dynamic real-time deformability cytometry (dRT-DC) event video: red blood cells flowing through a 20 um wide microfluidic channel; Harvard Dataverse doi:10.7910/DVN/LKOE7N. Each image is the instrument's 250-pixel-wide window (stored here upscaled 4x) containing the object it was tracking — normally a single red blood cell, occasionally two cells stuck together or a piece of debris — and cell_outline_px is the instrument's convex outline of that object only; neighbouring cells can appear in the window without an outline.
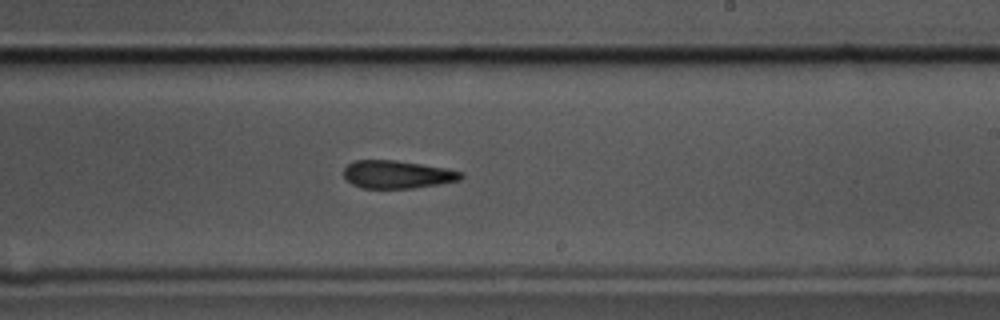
{"species": "common noctule bat (a hibernating species)", "species_latin": "Nyctalus noctula", "temperature_condition": "cold", "stored_images_in_passage": 56, "camera_frame_rate_fps": 3000, "um_per_image_px": 0.085, "animal": {"sex": "male", "body_mass_g": 17.5, "forearm_length_mm": 52.3}, "frame": {"image": 1, "passage_image": 33, "time_ms": 10.667, "image_size_px": [1000, 320], "cell_outline_px": [[464, 176], [460, 180], [440, 184], [412, 188], [364, 188], [352, 184], [344, 176], [344, 168], [352, 160], [396, 160], [448, 168], [464, 172]], "centroid_in_image_um": [33.8, 14.82], "position_along_channel_um": 255.2, "area_um2": 19.19}}
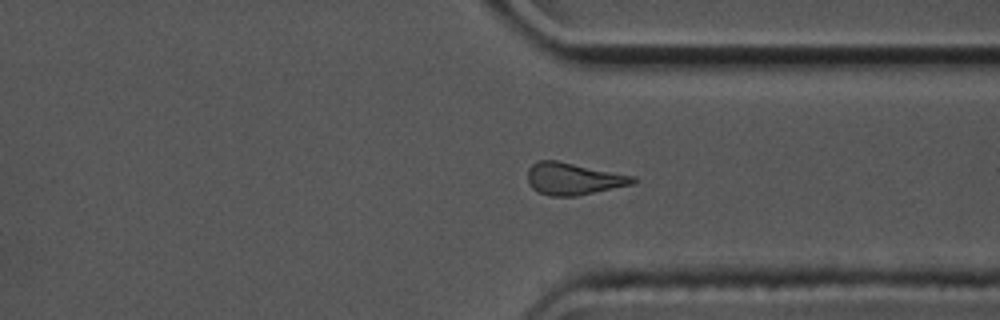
{"frame": {"image": 2, "passage_image": 42, "time_ms": 13.667, "image_size_px": [1000, 320], "cell_outline_px": [[636, 180], [632, 184], [576, 196], [552, 196], [540, 192], [532, 188], [528, 184], [528, 168], [536, 160], [556, 160], [636, 176]], "centroid_in_image_um": [48.72, 15.18], "position_along_channel_um": 362.7, "area_um2": 19.59}}
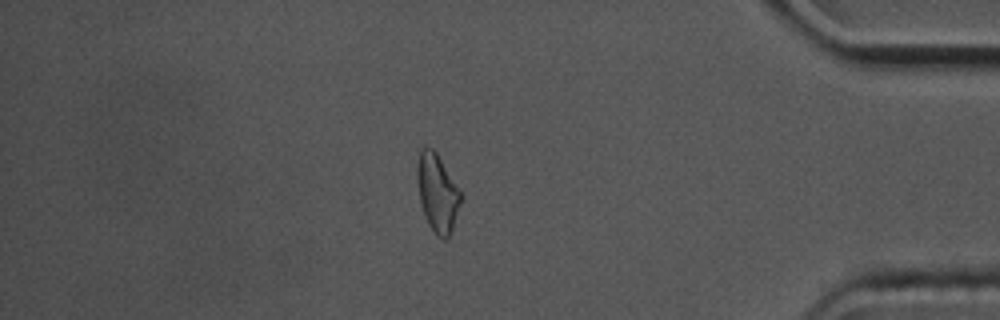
{"frame": {"image": 3, "passage_image": 48, "time_ms": 15.667, "image_size_px": [1000, 320], "cell_outline_px": [[464, 196], [448, 240], [444, 240], [436, 236], [428, 224], [420, 200], [416, 176], [416, 168], [420, 148], [424, 144], [432, 148], [436, 152]], "centroid_in_image_um": [37.18, 16.38], "position_along_channel_um": 398.0, "area_um2": 20.11}, "authors_computed_cell_mechanics": {"area_um2": 20.2589, "velocity_mm_per_s": 3.5697, "shape_relaxation_time_tau1_ms": 7.2603, "shape_relaxation_time_tau2_ms": 7.0173, "deformation_change_tau1": 0.1578, "deformation_change_tau2": 0.1774}}